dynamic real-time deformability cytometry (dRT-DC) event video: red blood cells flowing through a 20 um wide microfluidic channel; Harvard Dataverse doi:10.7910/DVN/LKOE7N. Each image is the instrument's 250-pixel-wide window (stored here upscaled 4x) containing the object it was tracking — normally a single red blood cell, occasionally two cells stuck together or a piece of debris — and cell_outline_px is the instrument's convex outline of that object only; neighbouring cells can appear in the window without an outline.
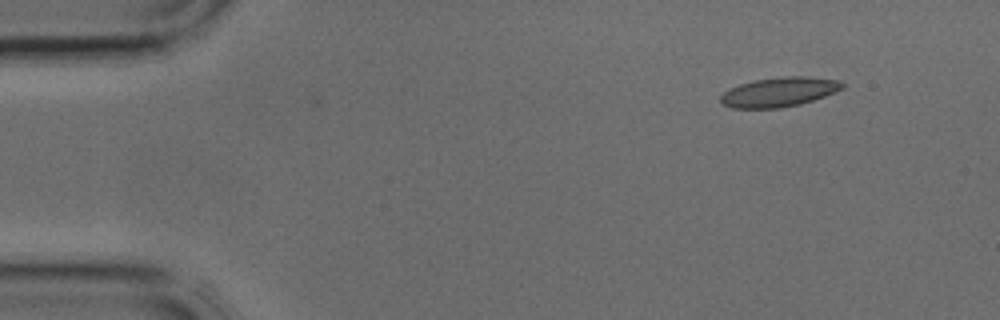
{"species": "common noctule bat (a hibernating species)", "species_latin": "Nyctalus noctula", "temperature_condition": "cold", "stored_images_in_passage": 37, "camera_frame_rate_fps": 3000, "um_per_image_px": 0.085, "animal": {"sex": "male", "body_mass_g": 17.9, "forearm_length_mm": 54.2}, "frame": {"image": 1, "passage_image": 2, "time_ms": 0.333, "image_size_px": [1000, 320], "cell_outline_px": [[844, 88], [824, 96], [800, 104], [780, 108], [732, 108], [720, 104], [720, 96], [724, 92], [740, 84], [756, 80], [784, 76], [808, 76], [840, 80], [844, 84]], "centroid_in_image_um": [66.23, 7.82], "position_along_channel_um": 18.8, "area_um2": 20.87}}
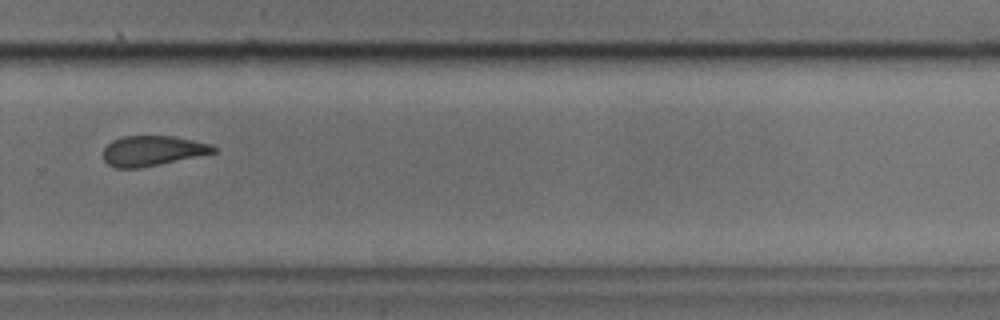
{"frame": {"image": 2, "passage_image": 25, "time_ms": 8.0, "image_size_px": [1000, 320], "cell_outline_px": [[220, 148], [216, 152], [140, 168], [116, 168], [108, 164], [104, 160], [104, 148], [112, 140], [124, 136], [172, 136], [212, 144]], "centroid_in_image_um": [12.98, 12.81], "position_along_channel_um": 316.8, "area_um2": 19.25}}
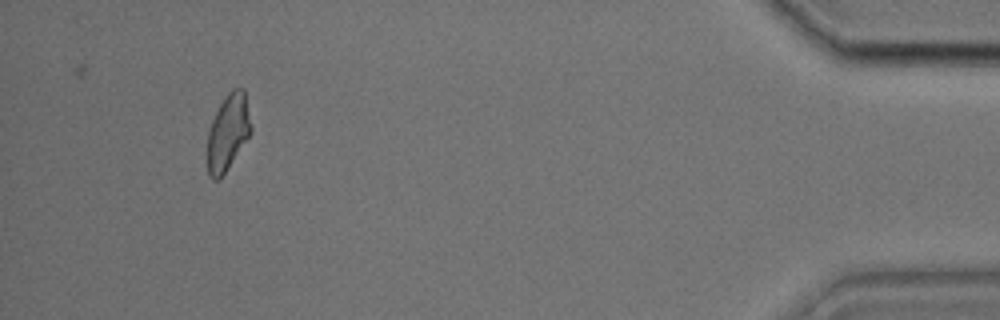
{"frame": {"image": 3, "passage_image": 35, "time_ms": 11.333, "image_size_px": [1000, 320], "cell_outline_px": [[252, 132], [220, 180], [212, 180], [208, 176], [208, 132], [212, 120], [224, 96], [232, 88], [244, 88], [252, 124]], "centroid_in_image_um": [19.39, 11.24], "position_along_channel_um": 415.8, "area_um2": 19.54}}